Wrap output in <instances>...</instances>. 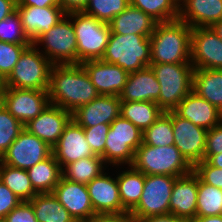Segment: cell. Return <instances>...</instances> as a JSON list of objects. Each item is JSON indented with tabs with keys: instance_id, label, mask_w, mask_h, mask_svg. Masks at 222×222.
I'll use <instances>...</instances> for the list:
<instances>
[{
	"instance_id": "cell-28",
	"label": "cell",
	"mask_w": 222,
	"mask_h": 222,
	"mask_svg": "<svg viewBox=\"0 0 222 222\" xmlns=\"http://www.w3.org/2000/svg\"><path fill=\"white\" fill-rule=\"evenodd\" d=\"M26 171L37 193H52L62 177V169L53 154Z\"/></svg>"
},
{
	"instance_id": "cell-50",
	"label": "cell",
	"mask_w": 222,
	"mask_h": 222,
	"mask_svg": "<svg viewBox=\"0 0 222 222\" xmlns=\"http://www.w3.org/2000/svg\"><path fill=\"white\" fill-rule=\"evenodd\" d=\"M17 0H0V21L16 10Z\"/></svg>"
},
{
	"instance_id": "cell-45",
	"label": "cell",
	"mask_w": 222,
	"mask_h": 222,
	"mask_svg": "<svg viewBox=\"0 0 222 222\" xmlns=\"http://www.w3.org/2000/svg\"><path fill=\"white\" fill-rule=\"evenodd\" d=\"M21 202L22 200L0 180V221Z\"/></svg>"
},
{
	"instance_id": "cell-5",
	"label": "cell",
	"mask_w": 222,
	"mask_h": 222,
	"mask_svg": "<svg viewBox=\"0 0 222 222\" xmlns=\"http://www.w3.org/2000/svg\"><path fill=\"white\" fill-rule=\"evenodd\" d=\"M161 86L158 106L164 111H173L192 91L194 67L188 64H150Z\"/></svg>"
},
{
	"instance_id": "cell-36",
	"label": "cell",
	"mask_w": 222,
	"mask_h": 222,
	"mask_svg": "<svg viewBox=\"0 0 222 222\" xmlns=\"http://www.w3.org/2000/svg\"><path fill=\"white\" fill-rule=\"evenodd\" d=\"M142 143L154 147L174 145L171 111L163 112L162 115L143 132Z\"/></svg>"
},
{
	"instance_id": "cell-7",
	"label": "cell",
	"mask_w": 222,
	"mask_h": 222,
	"mask_svg": "<svg viewBox=\"0 0 222 222\" xmlns=\"http://www.w3.org/2000/svg\"><path fill=\"white\" fill-rule=\"evenodd\" d=\"M52 66L50 60L32 43L24 49L12 72L4 80V88L48 90Z\"/></svg>"
},
{
	"instance_id": "cell-43",
	"label": "cell",
	"mask_w": 222,
	"mask_h": 222,
	"mask_svg": "<svg viewBox=\"0 0 222 222\" xmlns=\"http://www.w3.org/2000/svg\"><path fill=\"white\" fill-rule=\"evenodd\" d=\"M2 222H38L33 206L29 201H22L17 207L11 210Z\"/></svg>"
},
{
	"instance_id": "cell-30",
	"label": "cell",
	"mask_w": 222,
	"mask_h": 222,
	"mask_svg": "<svg viewBox=\"0 0 222 222\" xmlns=\"http://www.w3.org/2000/svg\"><path fill=\"white\" fill-rule=\"evenodd\" d=\"M164 111L152 101L121 102L120 115L138 127L142 133L150 127Z\"/></svg>"
},
{
	"instance_id": "cell-46",
	"label": "cell",
	"mask_w": 222,
	"mask_h": 222,
	"mask_svg": "<svg viewBox=\"0 0 222 222\" xmlns=\"http://www.w3.org/2000/svg\"><path fill=\"white\" fill-rule=\"evenodd\" d=\"M86 222H135L130 212L117 214H95Z\"/></svg>"
},
{
	"instance_id": "cell-22",
	"label": "cell",
	"mask_w": 222,
	"mask_h": 222,
	"mask_svg": "<svg viewBox=\"0 0 222 222\" xmlns=\"http://www.w3.org/2000/svg\"><path fill=\"white\" fill-rule=\"evenodd\" d=\"M198 176L192 171L177 177L170 197V213L190 221L196 217Z\"/></svg>"
},
{
	"instance_id": "cell-42",
	"label": "cell",
	"mask_w": 222,
	"mask_h": 222,
	"mask_svg": "<svg viewBox=\"0 0 222 222\" xmlns=\"http://www.w3.org/2000/svg\"><path fill=\"white\" fill-rule=\"evenodd\" d=\"M193 172L206 183L222 189V169L210 165L206 160L196 163Z\"/></svg>"
},
{
	"instance_id": "cell-53",
	"label": "cell",
	"mask_w": 222,
	"mask_h": 222,
	"mask_svg": "<svg viewBox=\"0 0 222 222\" xmlns=\"http://www.w3.org/2000/svg\"><path fill=\"white\" fill-rule=\"evenodd\" d=\"M211 28L217 34V36L222 40V20L214 23Z\"/></svg>"
},
{
	"instance_id": "cell-41",
	"label": "cell",
	"mask_w": 222,
	"mask_h": 222,
	"mask_svg": "<svg viewBox=\"0 0 222 222\" xmlns=\"http://www.w3.org/2000/svg\"><path fill=\"white\" fill-rule=\"evenodd\" d=\"M109 129L110 124H99L90 128H83L86 140L95 155L101 156L104 153Z\"/></svg>"
},
{
	"instance_id": "cell-49",
	"label": "cell",
	"mask_w": 222,
	"mask_h": 222,
	"mask_svg": "<svg viewBox=\"0 0 222 222\" xmlns=\"http://www.w3.org/2000/svg\"><path fill=\"white\" fill-rule=\"evenodd\" d=\"M17 6H60L58 0H17Z\"/></svg>"
},
{
	"instance_id": "cell-26",
	"label": "cell",
	"mask_w": 222,
	"mask_h": 222,
	"mask_svg": "<svg viewBox=\"0 0 222 222\" xmlns=\"http://www.w3.org/2000/svg\"><path fill=\"white\" fill-rule=\"evenodd\" d=\"M157 21L144 13L141 9L129 6L110 22V30L113 34L144 35L150 37L157 25Z\"/></svg>"
},
{
	"instance_id": "cell-24",
	"label": "cell",
	"mask_w": 222,
	"mask_h": 222,
	"mask_svg": "<svg viewBox=\"0 0 222 222\" xmlns=\"http://www.w3.org/2000/svg\"><path fill=\"white\" fill-rule=\"evenodd\" d=\"M161 86L150 66L131 72L119 98L121 102L152 101L157 103Z\"/></svg>"
},
{
	"instance_id": "cell-16",
	"label": "cell",
	"mask_w": 222,
	"mask_h": 222,
	"mask_svg": "<svg viewBox=\"0 0 222 222\" xmlns=\"http://www.w3.org/2000/svg\"><path fill=\"white\" fill-rule=\"evenodd\" d=\"M71 119V112L50 103L36 118L30 120L24 128L53 148Z\"/></svg>"
},
{
	"instance_id": "cell-2",
	"label": "cell",
	"mask_w": 222,
	"mask_h": 222,
	"mask_svg": "<svg viewBox=\"0 0 222 222\" xmlns=\"http://www.w3.org/2000/svg\"><path fill=\"white\" fill-rule=\"evenodd\" d=\"M192 28L179 19L157 23L152 35L151 64H188Z\"/></svg>"
},
{
	"instance_id": "cell-40",
	"label": "cell",
	"mask_w": 222,
	"mask_h": 222,
	"mask_svg": "<svg viewBox=\"0 0 222 222\" xmlns=\"http://www.w3.org/2000/svg\"><path fill=\"white\" fill-rule=\"evenodd\" d=\"M29 45H19L0 41V77L3 81L10 75L24 49Z\"/></svg>"
},
{
	"instance_id": "cell-8",
	"label": "cell",
	"mask_w": 222,
	"mask_h": 222,
	"mask_svg": "<svg viewBox=\"0 0 222 222\" xmlns=\"http://www.w3.org/2000/svg\"><path fill=\"white\" fill-rule=\"evenodd\" d=\"M142 131L124 119L121 115L111 124L107 134L104 153L101 155L105 164L111 166H131L134 153L142 144Z\"/></svg>"
},
{
	"instance_id": "cell-1",
	"label": "cell",
	"mask_w": 222,
	"mask_h": 222,
	"mask_svg": "<svg viewBox=\"0 0 222 222\" xmlns=\"http://www.w3.org/2000/svg\"><path fill=\"white\" fill-rule=\"evenodd\" d=\"M81 64L53 65L50 70L49 102L73 113L98 96Z\"/></svg>"
},
{
	"instance_id": "cell-35",
	"label": "cell",
	"mask_w": 222,
	"mask_h": 222,
	"mask_svg": "<svg viewBox=\"0 0 222 222\" xmlns=\"http://www.w3.org/2000/svg\"><path fill=\"white\" fill-rule=\"evenodd\" d=\"M222 215V189L198 178L196 217Z\"/></svg>"
},
{
	"instance_id": "cell-39",
	"label": "cell",
	"mask_w": 222,
	"mask_h": 222,
	"mask_svg": "<svg viewBox=\"0 0 222 222\" xmlns=\"http://www.w3.org/2000/svg\"><path fill=\"white\" fill-rule=\"evenodd\" d=\"M0 41L19 45L32 44L25 35L17 10L0 21Z\"/></svg>"
},
{
	"instance_id": "cell-31",
	"label": "cell",
	"mask_w": 222,
	"mask_h": 222,
	"mask_svg": "<svg viewBox=\"0 0 222 222\" xmlns=\"http://www.w3.org/2000/svg\"><path fill=\"white\" fill-rule=\"evenodd\" d=\"M117 175L119 195L122 207L130 212L139 202L145 183V175L129 166Z\"/></svg>"
},
{
	"instance_id": "cell-23",
	"label": "cell",
	"mask_w": 222,
	"mask_h": 222,
	"mask_svg": "<svg viewBox=\"0 0 222 222\" xmlns=\"http://www.w3.org/2000/svg\"><path fill=\"white\" fill-rule=\"evenodd\" d=\"M173 111L194 125L207 130L222 122V112L193 91Z\"/></svg>"
},
{
	"instance_id": "cell-52",
	"label": "cell",
	"mask_w": 222,
	"mask_h": 222,
	"mask_svg": "<svg viewBox=\"0 0 222 222\" xmlns=\"http://www.w3.org/2000/svg\"><path fill=\"white\" fill-rule=\"evenodd\" d=\"M210 165L222 169V152L213 154L206 160Z\"/></svg>"
},
{
	"instance_id": "cell-25",
	"label": "cell",
	"mask_w": 222,
	"mask_h": 222,
	"mask_svg": "<svg viewBox=\"0 0 222 222\" xmlns=\"http://www.w3.org/2000/svg\"><path fill=\"white\" fill-rule=\"evenodd\" d=\"M179 2L178 19L186 22L191 28L211 27L222 20V0H179Z\"/></svg>"
},
{
	"instance_id": "cell-12",
	"label": "cell",
	"mask_w": 222,
	"mask_h": 222,
	"mask_svg": "<svg viewBox=\"0 0 222 222\" xmlns=\"http://www.w3.org/2000/svg\"><path fill=\"white\" fill-rule=\"evenodd\" d=\"M53 154L52 147L25 128L2 155L3 164L27 170Z\"/></svg>"
},
{
	"instance_id": "cell-34",
	"label": "cell",
	"mask_w": 222,
	"mask_h": 222,
	"mask_svg": "<svg viewBox=\"0 0 222 222\" xmlns=\"http://www.w3.org/2000/svg\"><path fill=\"white\" fill-rule=\"evenodd\" d=\"M179 0H130V5L141 9L158 23L179 18Z\"/></svg>"
},
{
	"instance_id": "cell-18",
	"label": "cell",
	"mask_w": 222,
	"mask_h": 222,
	"mask_svg": "<svg viewBox=\"0 0 222 222\" xmlns=\"http://www.w3.org/2000/svg\"><path fill=\"white\" fill-rule=\"evenodd\" d=\"M99 95L119 96L129 73L105 61L89 60L81 63Z\"/></svg>"
},
{
	"instance_id": "cell-15",
	"label": "cell",
	"mask_w": 222,
	"mask_h": 222,
	"mask_svg": "<svg viewBox=\"0 0 222 222\" xmlns=\"http://www.w3.org/2000/svg\"><path fill=\"white\" fill-rule=\"evenodd\" d=\"M52 193L76 222H86L95 215L86 184L61 177Z\"/></svg>"
},
{
	"instance_id": "cell-47",
	"label": "cell",
	"mask_w": 222,
	"mask_h": 222,
	"mask_svg": "<svg viewBox=\"0 0 222 222\" xmlns=\"http://www.w3.org/2000/svg\"><path fill=\"white\" fill-rule=\"evenodd\" d=\"M66 13L83 11L88 0H58Z\"/></svg>"
},
{
	"instance_id": "cell-3",
	"label": "cell",
	"mask_w": 222,
	"mask_h": 222,
	"mask_svg": "<svg viewBox=\"0 0 222 222\" xmlns=\"http://www.w3.org/2000/svg\"><path fill=\"white\" fill-rule=\"evenodd\" d=\"M131 166L144 175L180 177L193 171L175 145L154 147L142 143L134 153Z\"/></svg>"
},
{
	"instance_id": "cell-51",
	"label": "cell",
	"mask_w": 222,
	"mask_h": 222,
	"mask_svg": "<svg viewBox=\"0 0 222 222\" xmlns=\"http://www.w3.org/2000/svg\"><path fill=\"white\" fill-rule=\"evenodd\" d=\"M188 222H222V215L195 217Z\"/></svg>"
},
{
	"instance_id": "cell-37",
	"label": "cell",
	"mask_w": 222,
	"mask_h": 222,
	"mask_svg": "<svg viewBox=\"0 0 222 222\" xmlns=\"http://www.w3.org/2000/svg\"><path fill=\"white\" fill-rule=\"evenodd\" d=\"M130 0H88L83 13L97 20L109 23L116 15L123 12Z\"/></svg>"
},
{
	"instance_id": "cell-21",
	"label": "cell",
	"mask_w": 222,
	"mask_h": 222,
	"mask_svg": "<svg viewBox=\"0 0 222 222\" xmlns=\"http://www.w3.org/2000/svg\"><path fill=\"white\" fill-rule=\"evenodd\" d=\"M95 214H117L127 212L119 195L117 178H111L106 172L87 184Z\"/></svg>"
},
{
	"instance_id": "cell-9",
	"label": "cell",
	"mask_w": 222,
	"mask_h": 222,
	"mask_svg": "<svg viewBox=\"0 0 222 222\" xmlns=\"http://www.w3.org/2000/svg\"><path fill=\"white\" fill-rule=\"evenodd\" d=\"M40 43L44 45V51L40 52L53 65L78 64L75 31L67 15L33 42L37 47Z\"/></svg>"
},
{
	"instance_id": "cell-33",
	"label": "cell",
	"mask_w": 222,
	"mask_h": 222,
	"mask_svg": "<svg viewBox=\"0 0 222 222\" xmlns=\"http://www.w3.org/2000/svg\"><path fill=\"white\" fill-rule=\"evenodd\" d=\"M0 180L22 201H30L38 194L32 187L26 170L3 164L1 161Z\"/></svg>"
},
{
	"instance_id": "cell-32",
	"label": "cell",
	"mask_w": 222,
	"mask_h": 222,
	"mask_svg": "<svg viewBox=\"0 0 222 222\" xmlns=\"http://www.w3.org/2000/svg\"><path fill=\"white\" fill-rule=\"evenodd\" d=\"M105 162L101 156L81 158L66 165L62 169V177L73 182L88 184L92 179L100 176L104 169Z\"/></svg>"
},
{
	"instance_id": "cell-27",
	"label": "cell",
	"mask_w": 222,
	"mask_h": 222,
	"mask_svg": "<svg viewBox=\"0 0 222 222\" xmlns=\"http://www.w3.org/2000/svg\"><path fill=\"white\" fill-rule=\"evenodd\" d=\"M192 91L222 112V70L194 69Z\"/></svg>"
},
{
	"instance_id": "cell-11",
	"label": "cell",
	"mask_w": 222,
	"mask_h": 222,
	"mask_svg": "<svg viewBox=\"0 0 222 222\" xmlns=\"http://www.w3.org/2000/svg\"><path fill=\"white\" fill-rule=\"evenodd\" d=\"M1 103L24 126L49 104L48 90L4 88Z\"/></svg>"
},
{
	"instance_id": "cell-54",
	"label": "cell",
	"mask_w": 222,
	"mask_h": 222,
	"mask_svg": "<svg viewBox=\"0 0 222 222\" xmlns=\"http://www.w3.org/2000/svg\"><path fill=\"white\" fill-rule=\"evenodd\" d=\"M3 89H4V81H3V79L0 77V99H1L2 94H3Z\"/></svg>"
},
{
	"instance_id": "cell-48",
	"label": "cell",
	"mask_w": 222,
	"mask_h": 222,
	"mask_svg": "<svg viewBox=\"0 0 222 222\" xmlns=\"http://www.w3.org/2000/svg\"><path fill=\"white\" fill-rule=\"evenodd\" d=\"M138 222H188L186 219L177 217L174 214L166 213L156 216L145 217Z\"/></svg>"
},
{
	"instance_id": "cell-13",
	"label": "cell",
	"mask_w": 222,
	"mask_h": 222,
	"mask_svg": "<svg viewBox=\"0 0 222 222\" xmlns=\"http://www.w3.org/2000/svg\"><path fill=\"white\" fill-rule=\"evenodd\" d=\"M174 145L186 160L194 166L204 160L207 129L194 125L171 111Z\"/></svg>"
},
{
	"instance_id": "cell-6",
	"label": "cell",
	"mask_w": 222,
	"mask_h": 222,
	"mask_svg": "<svg viewBox=\"0 0 222 222\" xmlns=\"http://www.w3.org/2000/svg\"><path fill=\"white\" fill-rule=\"evenodd\" d=\"M66 15L71 18L75 31L78 64L101 59L111 34L109 23L97 20L82 11Z\"/></svg>"
},
{
	"instance_id": "cell-29",
	"label": "cell",
	"mask_w": 222,
	"mask_h": 222,
	"mask_svg": "<svg viewBox=\"0 0 222 222\" xmlns=\"http://www.w3.org/2000/svg\"><path fill=\"white\" fill-rule=\"evenodd\" d=\"M29 202L38 222H76L53 193H38Z\"/></svg>"
},
{
	"instance_id": "cell-4",
	"label": "cell",
	"mask_w": 222,
	"mask_h": 222,
	"mask_svg": "<svg viewBox=\"0 0 222 222\" xmlns=\"http://www.w3.org/2000/svg\"><path fill=\"white\" fill-rule=\"evenodd\" d=\"M101 60L115 64L128 73L148 67L151 64L150 39L144 35L111 33Z\"/></svg>"
},
{
	"instance_id": "cell-38",
	"label": "cell",
	"mask_w": 222,
	"mask_h": 222,
	"mask_svg": "<svg viewBox=\"0 0 222 222\" xmlns=\"http://www.w3.org/2000/svg\"><path fill=\"white\" fill-rule=\"evenodd\" d=\"M23 129L24 125L0 103V158Z\"/></svg>"
},
{
	"instance_id": "cell-17",
	"label": "cell",
	"mask_w": 222,
	"mask_h": 222,
	"mask_svg": "<svg viewBox=\"0 0 222 222\" xmlns=\"http://www.w3.org/2000/svg\"><path fill=\"white\" fill-rule=\"evenodd\" d=\"M121 112L119 96L98 95L91 102L80 106L72 113V119L83 128L99 124H111Z\"/></svg>"
},
{
	"instance_id": "cell-44",
	"label": "cell",
	"mask_w": 222,
	"mask_h": 222,
	"mask_svg": "<svg viewBox=\"0 0 222 222\" xmlns=\"http://www.w3.org/2000/svg\"><path fill=\"white\" fill-rule=\"evenodd\" d=\"M221 152L222 122L207 131L204 160H207L213 154H220Z\"/></svg>"
},
{
	"instance_id": "cell-10",
	"label": "cell",
	"mask_w": 222,
	"mask_h": 222,
	"mask_svg": "<svg viewBox=\"0 0 222 222\" xmlns=\"http://www.w3.org/2000/svg\"><path fill=\"white\" fill-rule=\"evenodd\" d=\"M176 179L168 175H145L140 200L130 211L135 222L145 217L170 213V197Z\"/></svg>"
},
{
	"instance_id": "cell-20",
	"label": "cell",
	"mask_w": 222,
	"mask_h": 222,
	"mask_svg": "<svg viewBox=\"0 0 222 222\" xmlns=\"http://www.w3.org/2000/svg\"><path fill=\"white\" fill-rule=\"evenodd\" d=\"M16 10L25 35L32 43L67 14L61 6H16Z\"/></svg>"
},
{
	"instance_id": "cell-19",
	"label": "cell",
	"mask_w": 222,
	"mask_h": 222,
	"mask_svg": "<svg viewBox=\"0 0 222 222\" xmlns=\"http://www.w3.org/2000/svg\"><path fill=\"white\" fill-rule=\"evenodd\" d=\"M52 152L61 169L81 158L95 156L86 140L83 127L73 119L66 125Z\"/></svg>"
},
{
	"instance_id": "cell-14",
	"label": "cell",
	"mask_w": 222,
	"mask_h": 222,
	"mask_svg": "<svg viewBox=\"0 0 222 222\" xmlns=\"http://www.w3.org/2000/svg\"><path fill=\"white\" fill-rule=\"evenodd\" d=\"M190 63L194 69L222 70V40L211 27L192 28Z\"/></svg>"
}]
</instances>
